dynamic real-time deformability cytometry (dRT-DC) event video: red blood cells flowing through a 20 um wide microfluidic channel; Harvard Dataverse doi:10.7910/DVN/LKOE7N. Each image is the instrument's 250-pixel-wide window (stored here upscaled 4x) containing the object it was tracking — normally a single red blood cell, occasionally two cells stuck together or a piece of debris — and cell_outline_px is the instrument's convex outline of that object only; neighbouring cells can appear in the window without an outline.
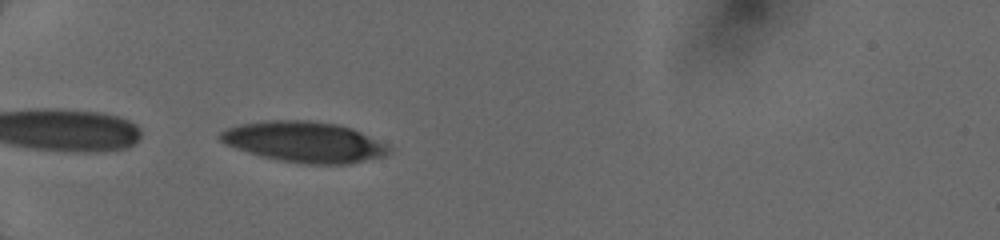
{"species": "human", "species_latin": "Homo sapiens", "temperature_condition": "cold", "stored_images_in_passage": 9, "camera_frame_rate_fps": 3000, "um_per_image_px": 0.085, "donor": {"sex": "female"}, "frame": {"image": 1, "passage_image": 1, "time_ms": 0.0, "image_size_px": [1000, 240], "cell_outline_px": [[392, 152], [384, 156], [348, 164], [304, 164], [280, 160], [264, 156], [236, 148], [224, 144], [220, 140], [220, 132], [236, 124], [264, 120], [308, 120], [336, 124], [352, 128], [392, 148]], "centroid_in_image_um": [25.85, 12.06], "position_along_channel_um": 59.1, "area_um2": 39.77}}
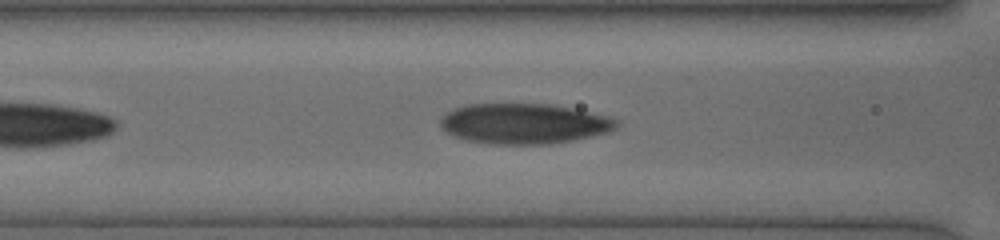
{"frame": {"image": 2, "passage_image": 6, "time_ms": 2.0, "image_size_px": [1000, 240], "cell_outline_px": [[620, 120], [616, 128], [608, 132], [572, 140], [548, 144], [492, 144], [464, 140], [444, 132], [440, 128], [440, 120], [452, 108], [468, 104], [548, 104], [608, 116]], "centroid_in_image_um": [44.49, 10.52], "position_along_channel_um": 122.1, "area_um2": 41.33}}
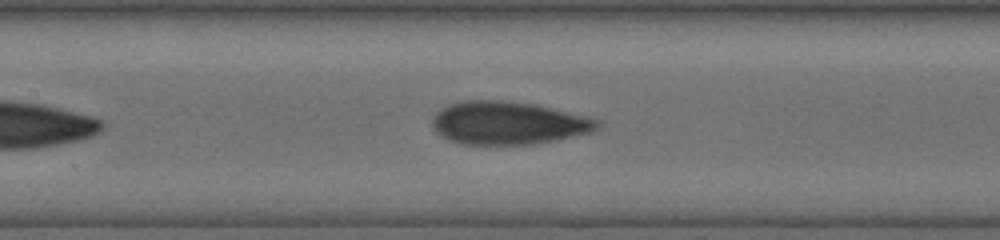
{"frame": {"image": 3, "passage_image": 8, "time_ms": 3.0, "image_size_px": [1000, 240], "cell_outline_px": [[600, 128], [592, 132], [532, 144], [460, 144], [448, 140], [440, 136], [432, 128], [432, 116], [440, 108], [448, 104], [460, 100], [504, 100], [536, 104], [600, 120]], "centroid_in_image_um": [43.13, 10.44], "position_along_channel_um": 164.3, "area_um2": 41.56}}